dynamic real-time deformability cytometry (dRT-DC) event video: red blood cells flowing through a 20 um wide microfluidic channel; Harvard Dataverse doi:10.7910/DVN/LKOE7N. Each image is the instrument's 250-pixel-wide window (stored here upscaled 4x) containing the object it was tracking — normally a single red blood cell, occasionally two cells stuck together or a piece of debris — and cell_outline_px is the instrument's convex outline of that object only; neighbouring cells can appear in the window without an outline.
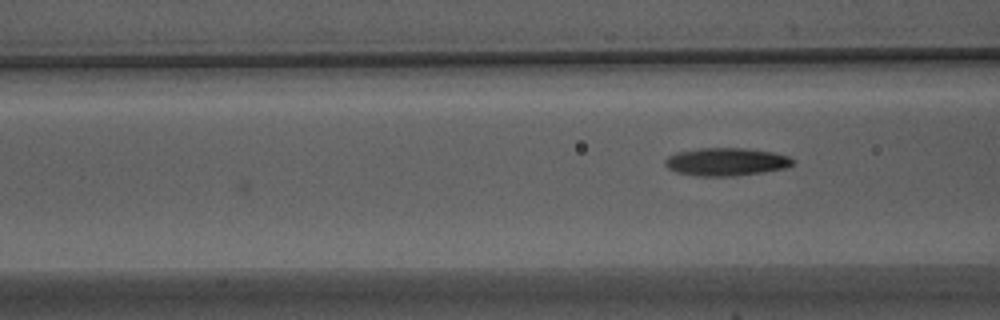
{"species": "Egyptian fruit bat (a non-hibernating species)", "species_latin": "Rousettus aegyptiacus", "temperature_condition": "warm", "stored_images_in_passage": 7, "camera_frame_rate_fps": 3000, "um_per_image_px": 0.085, "animal": {"sex": "male"}, "frame": {"image": 1, "passage_image": 7, "time_ms": 2.0, "image_size_px": [1000, 320], "cell_outline_px": [[796, 160], [792, 164], [784, 168], [764, 172], [732, 176], [696, 176], [676, 172], [668, 168], [664, 164], [664, 160], [668, 156], [676, 152], [700, 148], [748, 148], [772, 152], [788, 156]], "centroid_in_image_um": [61.7, 13.75], "position_along_channel_um": 104.9, "area_um2": 20.87}}